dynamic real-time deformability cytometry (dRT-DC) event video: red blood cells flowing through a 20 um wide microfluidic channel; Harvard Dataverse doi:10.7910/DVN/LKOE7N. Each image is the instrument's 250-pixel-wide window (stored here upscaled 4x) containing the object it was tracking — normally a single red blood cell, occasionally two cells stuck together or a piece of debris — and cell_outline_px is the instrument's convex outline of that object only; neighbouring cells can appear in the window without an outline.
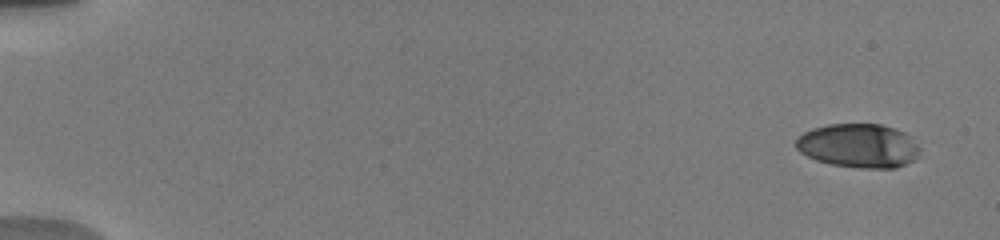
{"species": "human", "species_latin": "Homo sapiens", "temperature_condition": "warm", "stored_images_in_passage": 14, "camera_frame_rate_fps": 3000, "um_per_image_px": 0.085, "donor": {"sex": "male"}, "frame": {"image": 1, "passage_image": 1, "time_ms": 0.0, "image_size_px": [1000, 240], "cell_outline_px": [[920, 148], [916, 160], [896, 168], [860, 168], [832, 164], [816, 160], [800, 152], [796, 148], [796, 136], [812, 128], [828, 124], [880, 124], [904, 132], [912, 136]], "centroid_in_image_um": [72.99, 12.38], "position_along_channel_um": 12.0, "area_um2": 31.96}}